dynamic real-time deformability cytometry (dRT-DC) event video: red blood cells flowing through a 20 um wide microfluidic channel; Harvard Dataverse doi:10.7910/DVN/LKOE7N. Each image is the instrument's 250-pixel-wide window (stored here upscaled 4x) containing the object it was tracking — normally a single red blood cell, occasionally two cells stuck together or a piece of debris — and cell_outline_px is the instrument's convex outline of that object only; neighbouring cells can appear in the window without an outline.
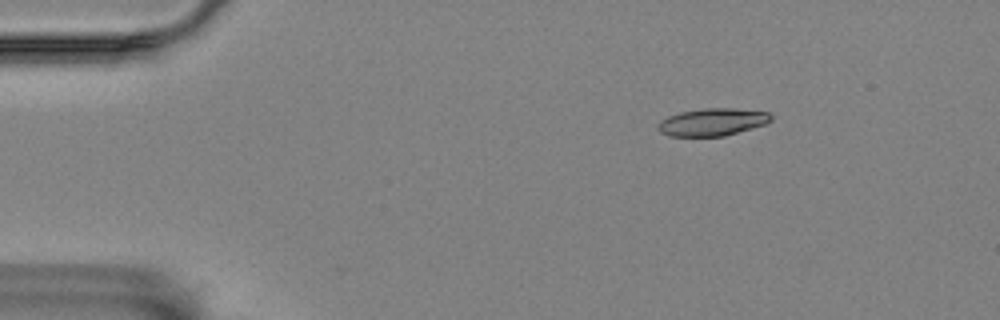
{"species": "Egyptian fruit bat (a non-hibernating species)", "species_latin": "Rousettus aegyptiacus", "temperature_condition": "room temperature", "stored_images_in_passage": 49, "camera_frame_rate_fps": 3000, "um_per_image_px": 0.085, "animal": {"sex": "female"}, "frame": {"image": 1, "passage_image": 1, "time_ms": 0.0, "image_size_px": [1000, 320], "cell_outline_px": [[772, 120], [764, 124], [724, 136], [668, 136], [660, 132], [656, 128], [660, 120], [668, 116], [680, 112], [704, 108], [732, 108], [768, 112], [772, 116]], "centroid_in_image_um": [60.51, 10.37], "position_along_channel_um": 24.5, "area_um2": 18.03}}
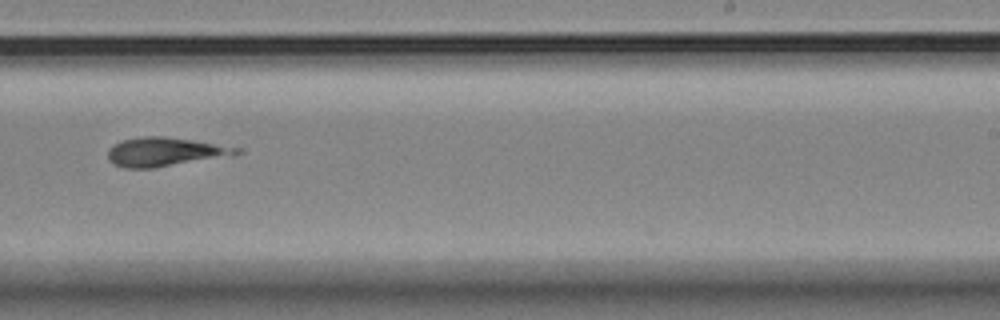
{"frame": {"image": 2, "passage_image": 28, "time_ms": 9.0, "image_size_px": [1000, 320], "cell_outline_px": [[244, 152], [152, 168], [124, 168], [112, 164], [108, 160], [108, 148], [112, 144], [120, 140], [144, 136], [164, 136], [192, 140], [244, 148]], "centroid_in_image_um": [13.92, 12.89], "position_along_channel_um": 275.1, "area_um2": 21.39}}
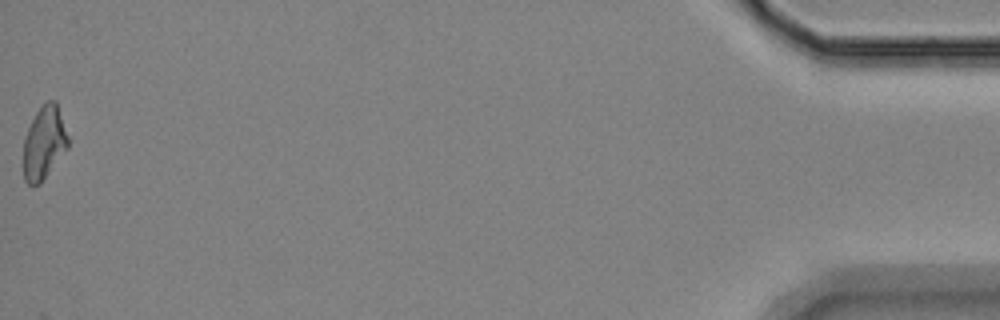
{"frame": {"image": 3, "passage_image": 49, "time_ms": 16.0, "image_size_px": [1000, 320], "cell_outline_px": [[68, 148], [40, 184], [28, 184], [24, 180], [24, 136], [36, 112], [48, 100], [56, 100], [68, 136]], "centroid_in_image_um": [3.75, 12.14], "position_along_channel_um": 431.4, "area_um2": 18.84}}